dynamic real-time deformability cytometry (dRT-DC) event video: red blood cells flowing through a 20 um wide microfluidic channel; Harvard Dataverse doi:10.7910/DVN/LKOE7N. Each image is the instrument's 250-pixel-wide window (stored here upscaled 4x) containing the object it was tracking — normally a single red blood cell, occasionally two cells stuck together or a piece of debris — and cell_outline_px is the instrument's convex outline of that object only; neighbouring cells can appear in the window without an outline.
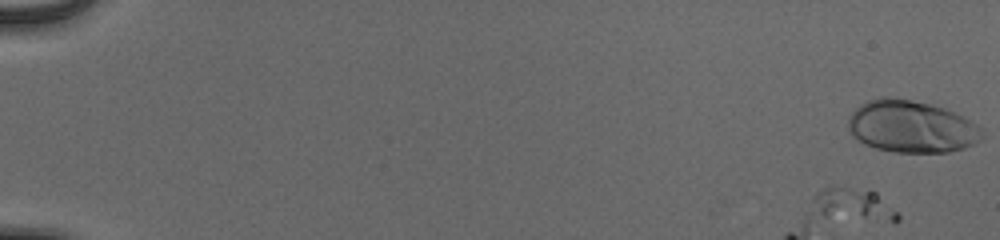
{"species": "human", "species_latin": "Homo sapiens", "temperature_condition": "cold", "stored_images_in_passage": 6, "camera_frame_rate_fps": 3000, "um_per_image_px": 0.085, "donor": {"sex": "male"}, "frame": {"image": 1, "passage_image": 1, "time_ms": 0.0, "image_size_px": [1000, 240], "cell_outline_px": [[980, 128], [976, 140], [972, 144], [964, 148], [948, 152], [896, 152], [876, 148], [864, 144], [848, 128], [848, 116], [860, 104], [868, 100], [884, 96], [908, 100], [928, 104], [944, 108], [964, 116], [976, 124]], "centroid_in_image_um": [77.41, 10.75], "position_along_channel_um": 7.6, "area_um2": 39.94}}